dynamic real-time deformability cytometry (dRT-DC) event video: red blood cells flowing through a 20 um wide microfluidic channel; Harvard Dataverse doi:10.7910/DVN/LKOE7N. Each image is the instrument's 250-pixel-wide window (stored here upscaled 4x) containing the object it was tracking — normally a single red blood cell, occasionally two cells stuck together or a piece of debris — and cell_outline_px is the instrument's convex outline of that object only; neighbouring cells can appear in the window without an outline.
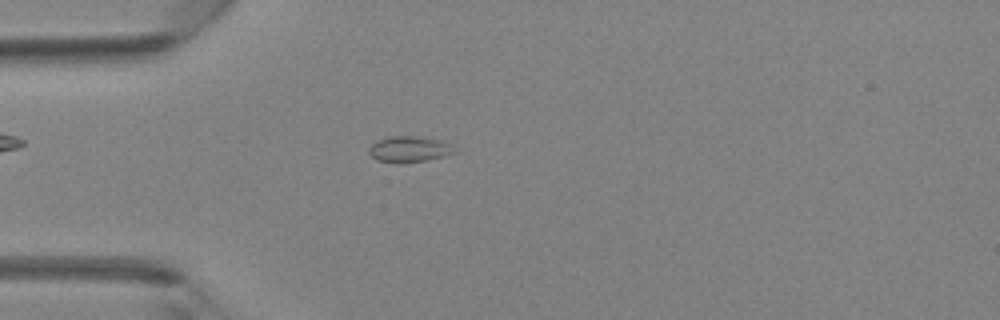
{"species": "Egyptian fruit bat (a non-hibernating species)", "species_latin": "Rousettus aegyptiacus", "temperature_condition": "room temperature", "stored_images_in_passage": 41, "camera_frame_rate_fps": 3000, "um_per_image_px": 0.085, "animal": {"sex": "female"}, "frame": {"image": 1, "passage_image": 11, "time_ms": 3.333, "image_size_px": [1000, 320], "cell_outline_px": [[456, 152], [444, 156], [428, 160], [404, 164], [400, 164], [376, 160], [368, 152], [368, 148], [376, 140], [388, 136], [416, 136], [436, 140], [452, 144]], "centroid_in_image_um": [34.74, 12.7], "position_along_channel_um": 50.3, "area_um2": 13.12}}
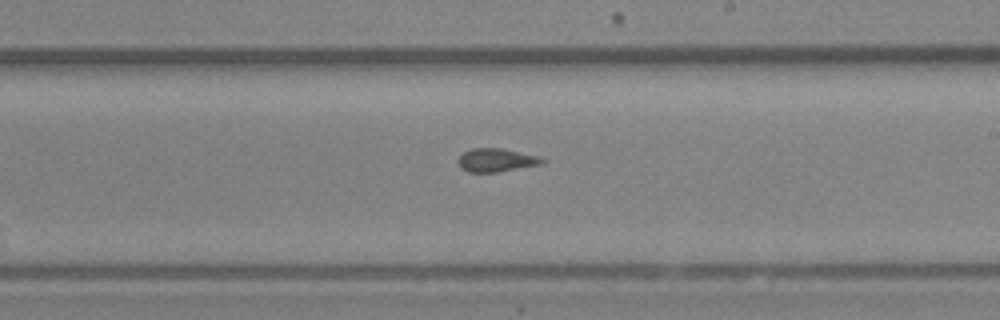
{"frame": {"image": 2, "passage_image": 24, "time_ms": 7.667, "image_size_px": [1000, 320], "cell_outline_px": [[548, 160], [544, 164], [496, 172], [468, 172], [460, 168], [456, 160], [464, 152], [472, 148], [500, 148], [540, 156]], "centroid_in_image_um": [42.21, 13.61], "position_along_channel_um": 246.8, "area_um2": 11.62}}
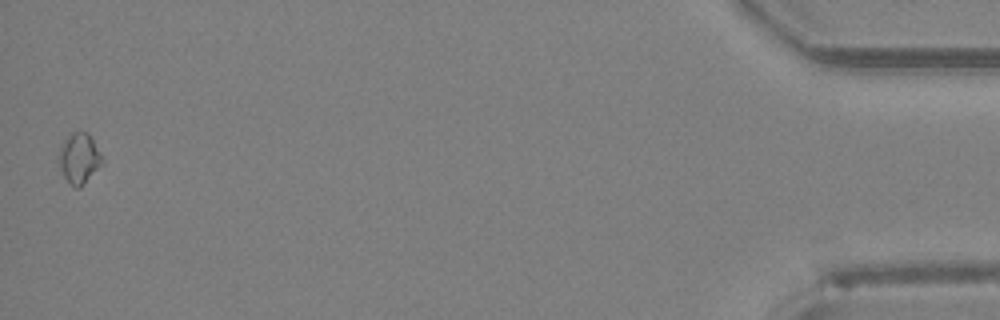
{"frame": {"image": 3, "passage_image": 41, "time_ms": 13.333, "image_size_px": [1000, 320], "cell_outline_px": [[104, 164], [80, 188], [76, 188], [64, 176], [60, 168], [60, 148], [64, 140], [72, 132], [88, 132], [92, 136], [104, 160]], "centroid_in_image_um": [6.79, 13.45], "position_along_channel_um": 428.4, "area_um2": 12.72}}